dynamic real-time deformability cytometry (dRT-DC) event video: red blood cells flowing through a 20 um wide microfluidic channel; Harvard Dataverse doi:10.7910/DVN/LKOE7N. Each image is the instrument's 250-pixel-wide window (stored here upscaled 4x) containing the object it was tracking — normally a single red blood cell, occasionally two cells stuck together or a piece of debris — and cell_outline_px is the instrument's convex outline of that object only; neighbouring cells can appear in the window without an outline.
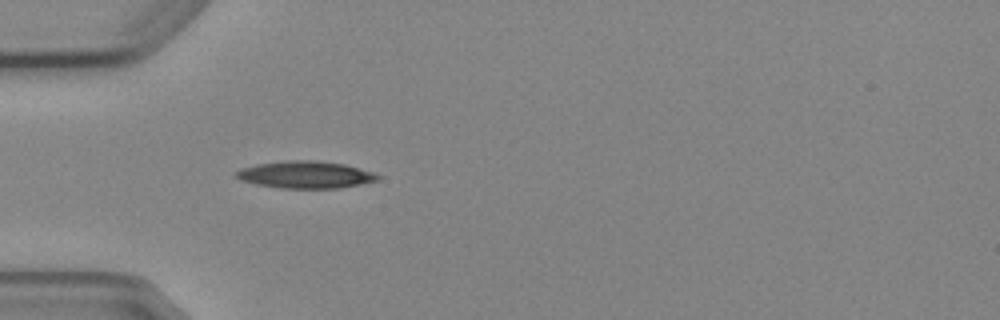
{"species": "Egyptian fruit bat (a non-hibernating species)", "species_latin": "Rousettus aegyptiacus", "temperature_condition": "cold", "stored_images_in_passage": 1, "camera_frame_rate_fps": 3000, "um_per_image_px": 0.085, "animal": {"sex": "female"}, "frame": {"image": 1, "passage_image": 1, "time_ms": 0.0, "image_size_px": [1000, 320], "cell_outline_px": [[380, 180], [340, 188], [280, 188], [256, 184], [240, 180], [232, 176], [236, 172], [244, 168], [256, 164], [288, 160], [316, 160], [344, 164], [376, 172], [380, 176]], "centroid_in_image_um": [25.99, 14.85], "position_along_channel_um": 59.0, "area_um2": 22.54}}